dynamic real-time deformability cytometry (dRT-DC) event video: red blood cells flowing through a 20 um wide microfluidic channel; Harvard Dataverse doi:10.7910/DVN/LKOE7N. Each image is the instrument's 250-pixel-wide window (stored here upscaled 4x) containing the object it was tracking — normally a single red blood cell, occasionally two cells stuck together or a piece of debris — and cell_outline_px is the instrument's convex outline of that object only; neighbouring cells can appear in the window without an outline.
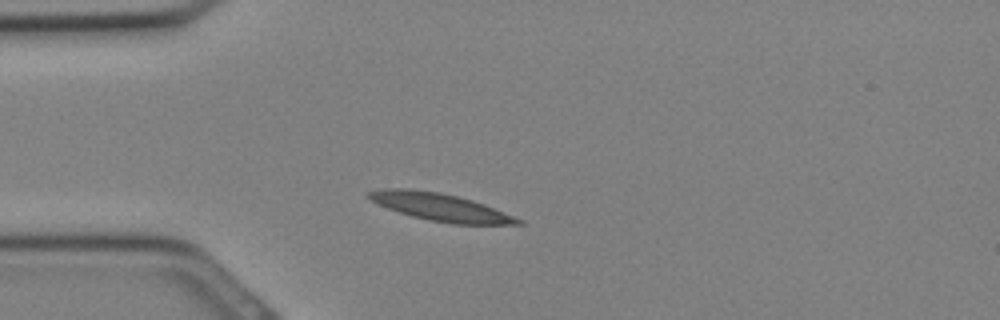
{"species": "Egyptian fruit bat (a non-hibernating species)", "species_latin": "Rousettus aegyptiacus", "temperature_condition": "cold", "stored_images_in_passage": 25, "camera_frame_rate_fps": 3000, "um_per_image_px": 0.085, "animal": {"sex": "female"}, "frame": {"image": 1, "passage_image": 1, "time_ms": 0.0, "image_size_px": [1000, 320], "cell_outline_px": [[524, 224], [452, 224], [428, 220], [412, 216], [388, 208], [372, 200], [368, 196], [368, 192], [384, 188], [408, 188], [440, 192], [472, 200], [484, 204], [524, 220]], "centroid_in_image_um": [37.46, 17.6], "position_along_channel_um": 47.5, "area_um2": 23.7}}
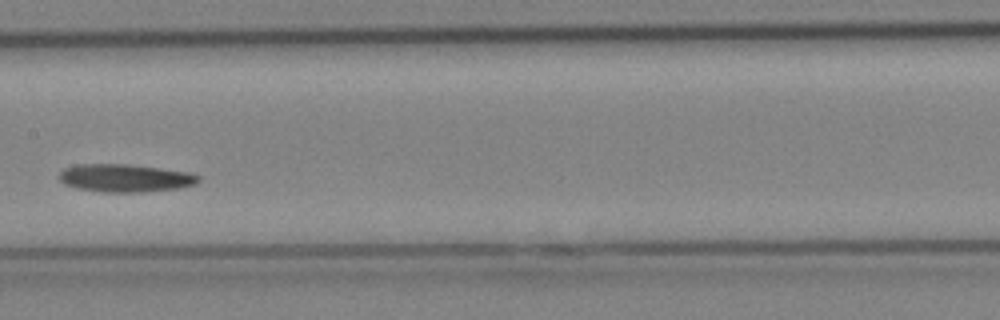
{"frame": {"image": 2, "passage_image": 9, "time_ms": 2.667, "image_size_px": [1000, 320], "cell_outline_px": [[200, 180], [196, 184], [180, 188], [140, 192], [104, 192], [76, 188], [64, 184], [60, 180], [60, 172], [64, 168], [76, 164], [124, 164], [160, 168], [188, 172], [200, 176]], "centroid_in_image_um": [10.64, 15.13], "position_along_channel_um": 196.8, "area_um2": 22.6}}
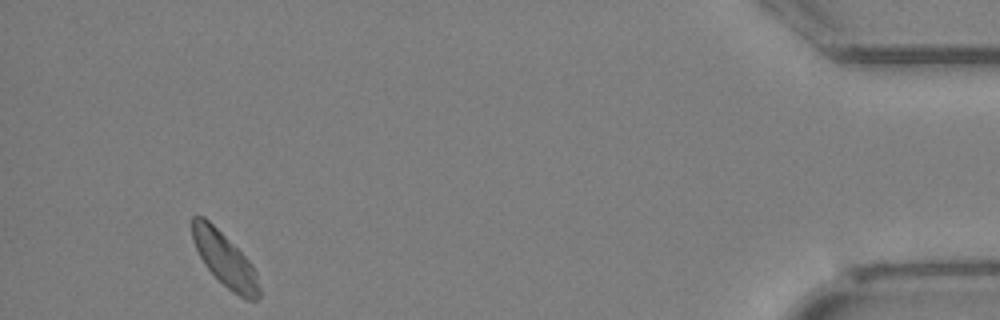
{"frame": {"image": 3, "passage_image": 23, "time_ms": 7.333, "image_size_px": [1000, 320], "cell_outline_px": [[260, 296], [256, 300], [244, 300], [228, 288], [204, 264], [192, 240], [192, 216], [204, 216], [252, 264], [256, 272], [260, 288]], "centroid_in_image_um": [19.11, 22.08], "position_along_channel_um": 416.1, "area_um2": 20.52}}